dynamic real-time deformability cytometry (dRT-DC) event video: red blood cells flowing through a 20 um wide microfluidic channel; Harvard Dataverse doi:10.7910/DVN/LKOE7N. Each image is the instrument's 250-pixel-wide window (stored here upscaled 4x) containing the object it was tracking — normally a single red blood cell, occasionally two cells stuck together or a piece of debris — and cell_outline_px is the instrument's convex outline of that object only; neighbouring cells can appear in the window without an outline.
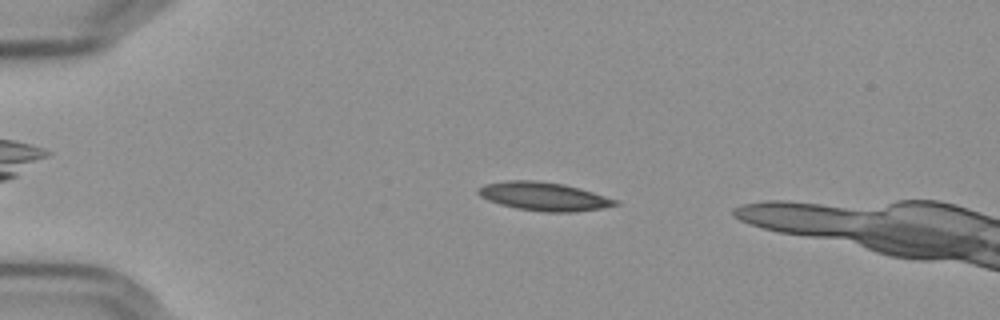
{"species": "Egyptian fruit bat (a non-hibernating species)", "species_latin": "Rousettus aegyptiacus", "temperature_condition": "cold", "stored_images_in_passage": 52, "camera_frame_rate_fps": 3000, "um_per_image_px": 0.085, "frame": {"image": 1, "passage_image": 13, "time_ms": 4.0, "image_size_px": [1000, 320], "cell_outline_px": [[620, 204], [600, 208], [572, 212], [544, 212], [516, 208], [500, 204], [488, 200], [480, 196], [476, 192], [476, 188], [484, 184], [508, 180], [536, 180], [564, 184], [620, 200]], "centroid_in_image_um": [46.2, 16.69], "position_along_channel_um": 38.8, "area_um2": 22.77}}
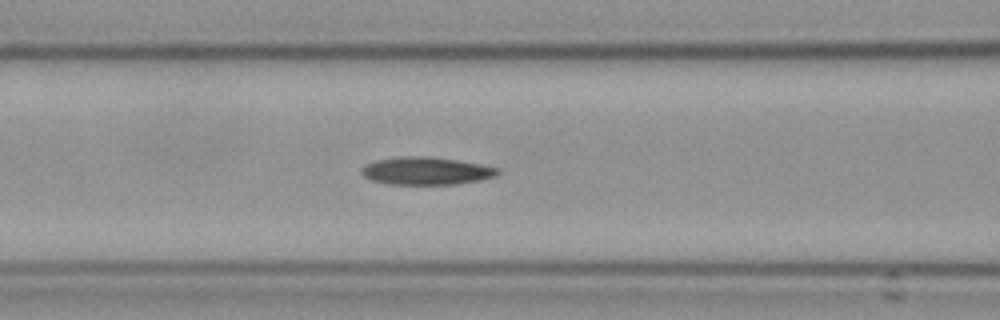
{"frame": {"image": 2, "passage_image": 24, "time_ms": 7.667, "image_size_px": [1000, 320], "cell_outline_px": [[500, 172], [496, 176], [480, 180], [456, 184], [388, 184], [372, 180], [364, 176], [360, 172], [360, 168], [364, 164], [376, 160], [400, 156], [428, 156], [456, 160], [480, 164], [500, 168]], "centroid_in_image_um": [36.2, 14.52], "position_along_channel_um": 130.4, "area_um2": 22.08}}
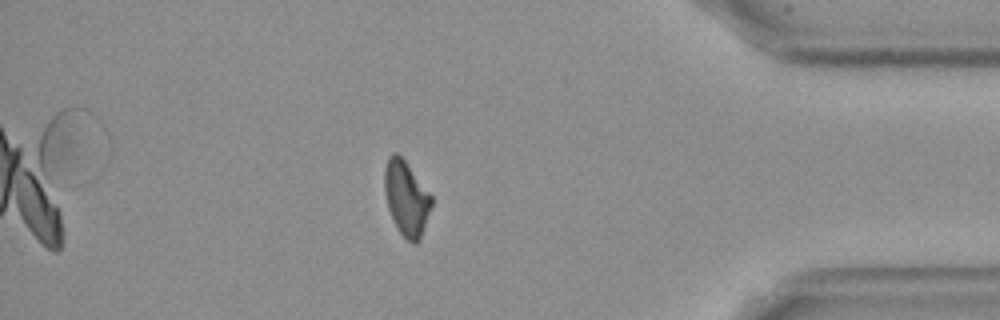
{"frame": {"image": 3, "passage_image": 49, "time_ms": 16.0, "image_size_px": [1000, 320], "cell_outline_px": [[432, 204], [420, 240], [416, 244], [412, 244], [400, 232], [388, 208], [384, 188], [384, 168], [388, 156], [392, 152], [396, 152], [404, 160], [432, 196]], "centroid_in_image_um": [34.53, 16.84], "position_along_channel_um": 400.7, "area_um2": 20.17}}